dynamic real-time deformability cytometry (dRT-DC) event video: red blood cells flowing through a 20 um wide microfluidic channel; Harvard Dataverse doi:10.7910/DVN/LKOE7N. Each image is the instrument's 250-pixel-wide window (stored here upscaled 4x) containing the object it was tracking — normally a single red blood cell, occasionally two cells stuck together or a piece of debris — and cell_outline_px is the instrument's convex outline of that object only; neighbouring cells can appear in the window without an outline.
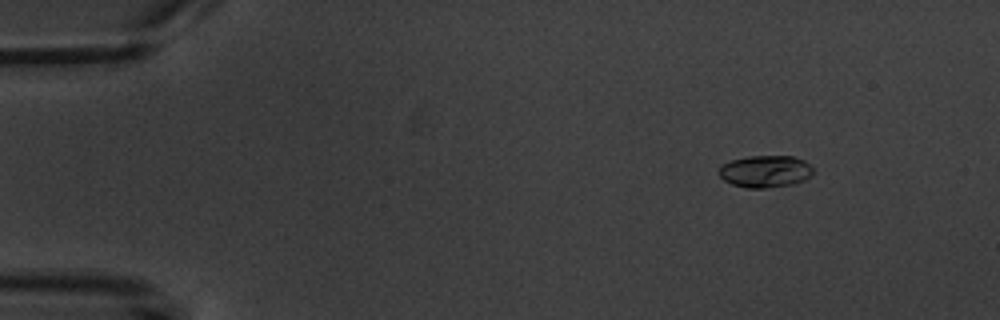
{"species": "common noctule bat (a hibernating species)", "species_latin": "Nyctalus noctula", "temperature_condition": "warm", "stored_images_in_passage": 5, "camera_frame_rate_fps": 3000, "um_per_image_px": 0.085, "animal": {"sex": "male", "body_mass_g": 20.1, "forearm_length_mm": 53.5}, "frame": {"image": 1, "passage_image": 2, "time_ms": 1.333, "image_size_px": [1000, 320], "cell_outline_px": [[816, 172], [812, 176], [804, 180], [792, 184], [768, 188], [748, 188], [732, 184], [724, 180], [720, 176], [720, 164], [732, 160], [748, 156], [792, 156], [804, 160]], "centroid_in_image_um": [65.07, 14.57], "position_along_channel_um": 19.9, "area_um2": 17.69}}
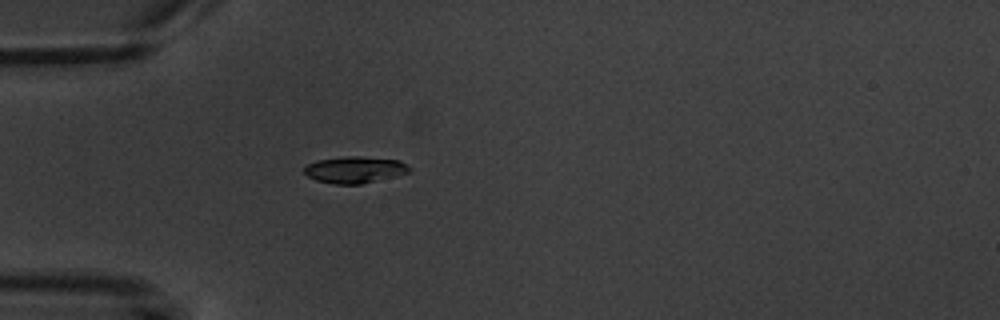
{"frame": {"image": 2, "passage_image": 5, "time_ms": 4.667, "image_size_px": [1000, 320], "cell_outline_px": [[412, 172], [396, 176], [360, 184], [332, 184], [316, 180], [308, 176], [304, 172], [304, 168], [308, 164], [316, 160], [344, 156], [360, 156], [400, 160], [412, 168]], "centroid_in_image_um": [30.19, 14.42], "position_along_channel_um": 54.8, "area_um2": 16.47}}